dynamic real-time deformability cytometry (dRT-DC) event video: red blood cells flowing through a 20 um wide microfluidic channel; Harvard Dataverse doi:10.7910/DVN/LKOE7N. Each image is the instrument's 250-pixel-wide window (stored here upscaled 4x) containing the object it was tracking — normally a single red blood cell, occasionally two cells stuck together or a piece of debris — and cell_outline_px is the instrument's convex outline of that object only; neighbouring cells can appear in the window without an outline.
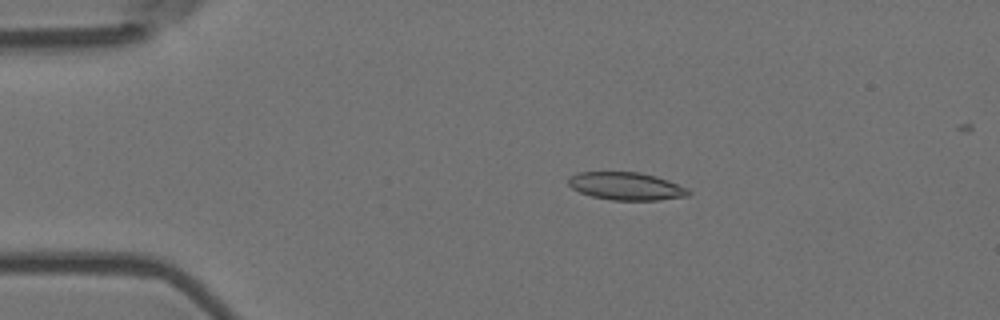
{"species": "Egyptian fruit bat (a non-hibernating species)", "species_latin": "Rousettus aegyptiacus", "temperature_condition": "room temperature", "stored_images_in_passage": 7, "camera_frame_rate_fps": 3000, "um_per_image_px": 0.085, "animal": {"sex": "female"}, "frame": {"image": 1, "passage_image": 3, "time_ms": 0.667, "image_size_px": [1000, 320], "cell_outline_px": [[692, 192], [688, 196], [660, 200], [612, 200], [592, 196], [580, 192], [572, 188], [568, 184], [568, 176], [576, 172], [640, 172], [656, 176], [668, 180], [688, 188]], "centroid_in_image_um": [53.23, 15.82], "position_along_channel_um": 31.8, "area_um2": 19.59}}
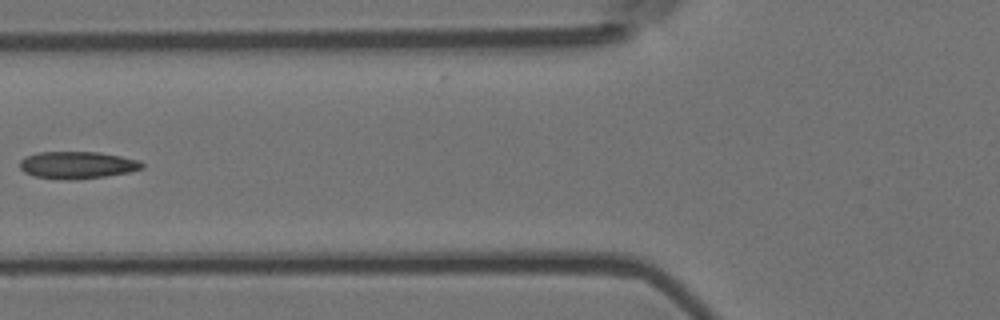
{"frame": {"image": 2, "passage_image": 6, "time_ms": 1.667, "image_size_px": [1000, 320], "cell_outline_px": [[144, 168], [128, 172], [104, 176], [76, 180], [68, 180], [32, 176], [24, 172], [20, 168], [20, 160], [24, 156], [40, 152], [100, 152], [140, 160], [144, 164]], "centroid_in_image_um": [6.55, 14.03], "position_along_channel_um": 119.2, "area_um2": 19.48}}
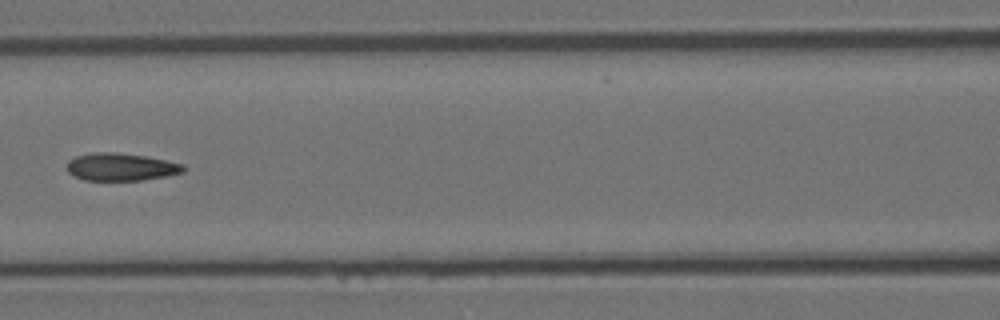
{"frame": {"image": 3, "passage_image": 7, "time_ms": 2.0, "image_size_px": [1000, 320], "cell_outline_px": [[188, 168], [184, 172], [168, 176], [140, 180], [84, 180], [68, 172], [68, 160], [76, 156], [92, 152], [116, 152], [144, 156], [184, 164]], "centroid_in_image_um": [10.31, 14.18], "position_along_channel_um": 156.3, "area_um2": 18.73}}